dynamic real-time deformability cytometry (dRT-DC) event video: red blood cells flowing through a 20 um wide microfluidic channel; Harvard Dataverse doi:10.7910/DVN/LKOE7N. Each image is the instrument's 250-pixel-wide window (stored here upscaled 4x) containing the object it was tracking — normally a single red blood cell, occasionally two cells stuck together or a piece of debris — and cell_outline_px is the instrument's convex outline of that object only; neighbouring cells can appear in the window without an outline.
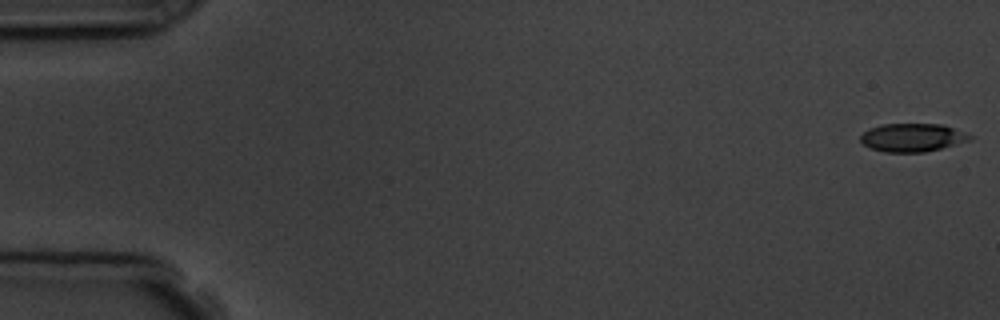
{"species": "common noctule bat (a hibernating species)", "species_latin": "Nyctalus noctula", "temperature_condition": "room temperature", "stored_images_in_passage": 6, "camera_frame_rate_fps": 3000, "um_per_image_px": 0.085, "animal": {"sex": "male", "body_mass_g": 19.5, "forearm_length_mm": 54.6}, "frame": {"image": 1, "passage_image": 1, "time_ms": 0.0, "image_size_px": [1000, 320], "cell_outline_px": [[972, 140], [924, 152], [884, 152], [872, 148], [864, 144], [860, 140], [860, 136], [868, 128], [880, 124], [944, 124], [972, 136]], "centroid_in_image_um": [77.53, 11.68], "position_along_channel_um": 7.5, "area_um2": 17.92}}
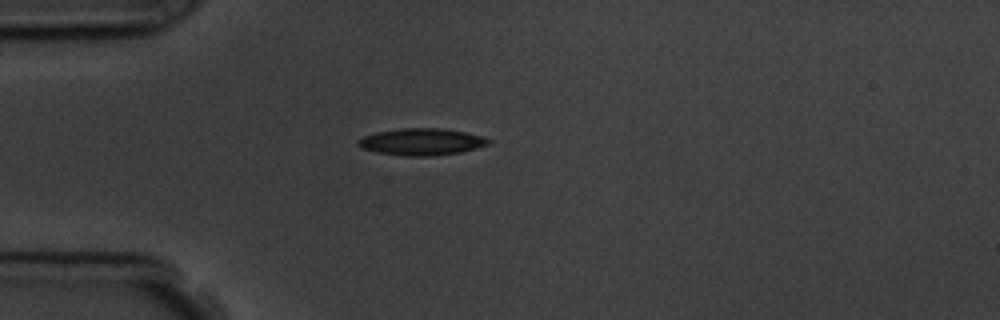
{"frame": {"image": 2, "passage_image": 5, "time_ms": 4.667, "image_size_px": [1000, 320], "cell_outline_px": [[492, 140], [488, 144], [476, 148], [460, 152], [432, 156], [404, 156], [376, 152], [364, 148], [356, 144], [356, 140], [364, 136], [376, 132], [400, 128], [440, 128], [464, 132], [484, 136]], "centroid_in_image_um": [35.83, 12.05], "position_along_channel_um": 49.2, "area_um2": 20.4}}